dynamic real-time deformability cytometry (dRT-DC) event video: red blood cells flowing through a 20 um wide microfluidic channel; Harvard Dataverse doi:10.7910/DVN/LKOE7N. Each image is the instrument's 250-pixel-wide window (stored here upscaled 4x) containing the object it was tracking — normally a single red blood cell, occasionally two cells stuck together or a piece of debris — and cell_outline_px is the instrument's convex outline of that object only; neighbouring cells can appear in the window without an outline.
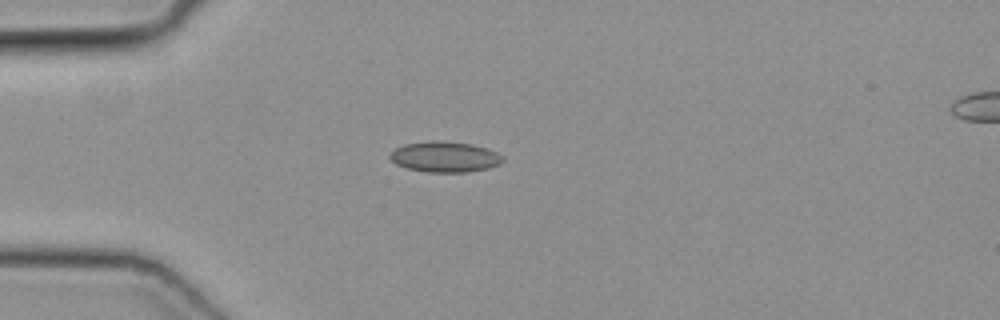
{"species": "common noctule bat (a hibernating species)", "species_latin": "Nyctalus noctula", "temperature_condition": "cold", "stored_images_in_passage": 18, "camera_frame_rate_fps": 3000, "um_per_image_px": 0.085, "animal": {"sex": "female", "body_mass_g": 19.3, "forearm_length_mm": 54.1}, "frame": {"image": 1, "passage_image": 13, "time_ms": 4.0, "image_size_px": [1000, 320], "cell_outline_px": [[504, 160], [500, 164], [488, 168], [468, 172], [428, 172], [408, 168], [396, 164], [388, 156], [396, 148], [404, 144], [472, 144], [488, 148], [496, 152]], "centroid_in_image_um": [37.85, 13.39], "position_along_channel_um": 47.1, "area_um2": 19.02}}